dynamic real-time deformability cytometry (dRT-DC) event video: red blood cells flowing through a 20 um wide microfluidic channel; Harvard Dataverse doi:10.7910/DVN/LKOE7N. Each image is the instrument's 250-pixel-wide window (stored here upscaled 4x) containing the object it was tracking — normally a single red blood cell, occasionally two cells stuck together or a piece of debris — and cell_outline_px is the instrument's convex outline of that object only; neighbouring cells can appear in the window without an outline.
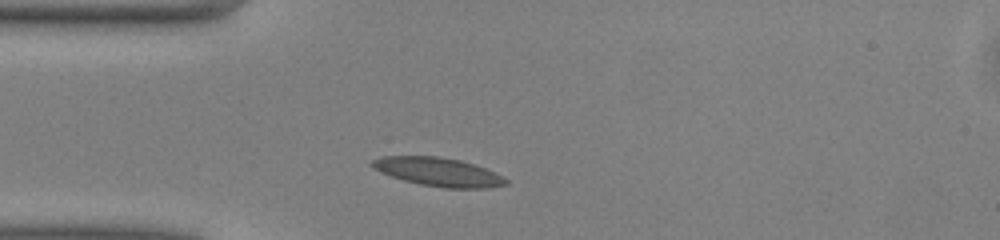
{"species": "common noctule bat (a hibernating species)", "species_latin": "Nyctalus noctula", "temperature_condition": "warm", "stored_images_in_passage": 38, "camera_frame_rate_fps": 3000, "um_per_image_px": 0.085, "animal": {"sex": "male", "body_mass_g": 13.0, "forearm_length_mm": 53.1}, "frame": {"image": 1, "passage_image": 1, "time_ms": 0.0, "image_size_px": [1000, 240], "cell_outline_px": [[508, 184], [488, 188], [444, 188], [420, 184], [404, 180], [392, 176], [372, 168], [368, 164], [372, 160], [380, 156], [436, 156], [460, 160], [496, 172], [508, 180]], "centroid_in_image_um": [37.24, 14.61], "position_along_channel_um": 47.8, "area_um2": 22.25}}
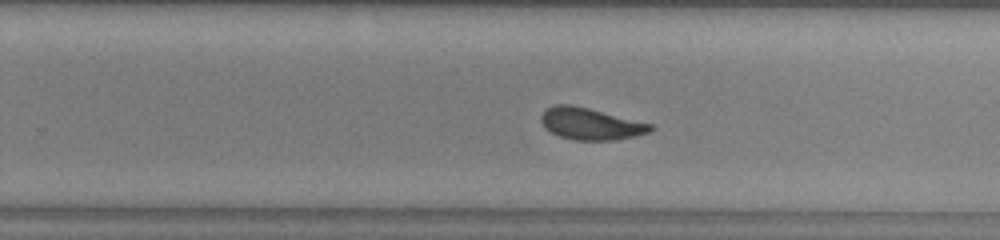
{"frame": {"image": 2, "passage_image": 19, "time_ms": 6.0, "image_size_px": [1000, 240], "cell_outline_px": [[656, 128], [648, 132], [636, 136], [616, 140], [576, 140], [560, 136], [544, 128], [540, 120], [540, 116], [548, 108], [556, 104], [572, 104], [652, 124]], "centroid_in_image_um": [50.2, 10.53], "position_along_channel_um": 279.6, "area_um2": 20.17}}
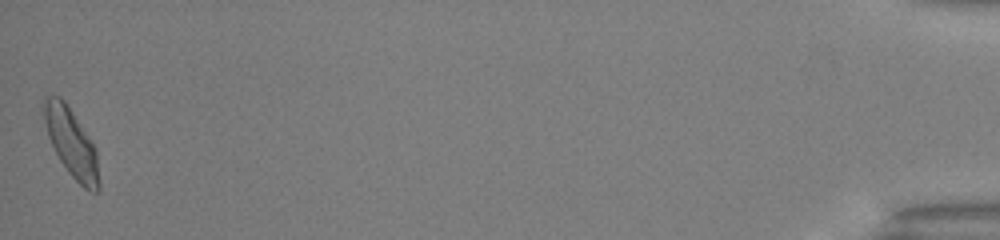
{"frame": {"image": 3, "passage_image": 38, "time_ms": 12.333, "image_size_px": [1000, 240], "cell_outline_px": [[100, 192], [92, 192], [84, 188], [68, 172], [60, 160], [48, 136], [44, 120], [44, 96], [60, 96], [64, 100], [96, 148], [100, 184]], "centroid_in_image_um": [6.09, 12.18], "position_along_channel_um": 429.1, "area_um2": 21.62}, "authors_computed_cell_mechanics": {"area_um2": 20.4612, "velocity_mm_per_s": 4.0407, "shape_relaxation_time_tau1_ms": 3.4176, "shape_relaxation_time_tau2_ms": 1.4315, "deformation_change_tau1": 0.135, "deformation_change_tau2": 0.0628}}